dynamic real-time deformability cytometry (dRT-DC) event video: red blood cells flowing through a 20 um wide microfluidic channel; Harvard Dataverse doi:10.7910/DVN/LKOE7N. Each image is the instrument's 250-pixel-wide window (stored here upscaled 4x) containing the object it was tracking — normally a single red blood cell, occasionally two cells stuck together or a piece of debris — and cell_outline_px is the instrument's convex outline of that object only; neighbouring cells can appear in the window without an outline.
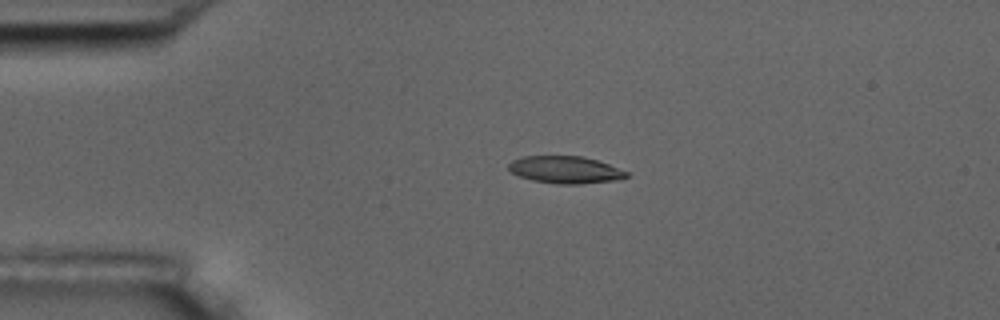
{"species": "common noctule bat (a hibernating species)", "species_latin": "Nyctalus noctula", "temperature_condition": "room temperature", "stored_images_in_passage": 5, "camera_frame_rate_fps": 3000, "um_per_image_px": 0.085, "animal": {"sex": "male", "body_mass_g": 17.5, "forearm_length_mm": 52.3}, "frame": {"image": 1, "passage_image": 4, "time_ms": 1.0, "image_size_px": [1000, 320], "cell_outline_px": [[628, 176], [620, 180], [580, 184], [556, 184], [532, 180], [520, 176], [512, 172], [508, 168], [508, 164], [512, 160], [524, 156], [580, 156], [596, 160], [608, 164], [628, 172]], "centroid_in_image_um": [48.06, 14.44], "position_along_channel_um": 36.9, "area_um2": 18.67}}